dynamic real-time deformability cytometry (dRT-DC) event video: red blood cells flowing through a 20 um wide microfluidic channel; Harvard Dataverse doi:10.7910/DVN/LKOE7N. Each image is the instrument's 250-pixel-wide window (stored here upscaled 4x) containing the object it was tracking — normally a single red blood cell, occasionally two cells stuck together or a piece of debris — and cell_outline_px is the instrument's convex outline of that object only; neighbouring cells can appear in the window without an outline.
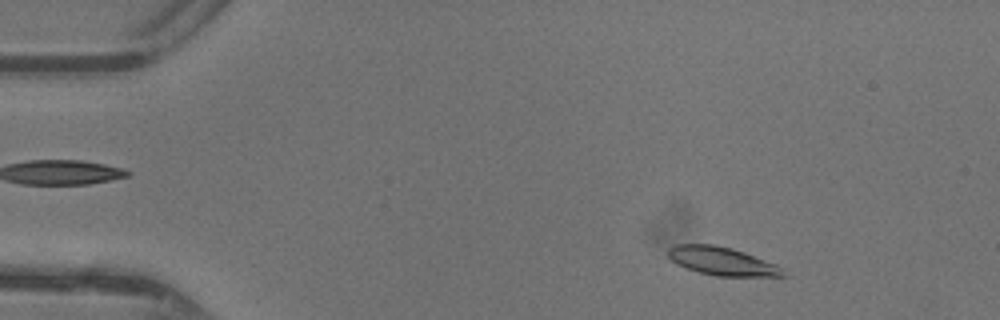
{"species": "common noctule bat (a hibernating species)", "species_latin": "Nyctalus noctula", "temperature_condition": "warm", "stored_images_in_passage": 46, "camera_frame_rate_fps": 3000, "um_per_image_px": 0.085, "animal": {"sex": "female"}, "frame": {"image": 1, "passage_image": 5, "time_ms": 1.333, "image_size_px": [1000, 320], "cell_outline_px": [[788, 276], [716, 276], [696, 272], [676, 264], [668, 256], [668, 248], [676, 244], [712, 244], [732, 248], [744, 252], [776, 264], [784, 268]], "centroid_in_image_um": [61.38, 22.2], "position_along_channel_um": 23.6, "area_um2": 19.13}}
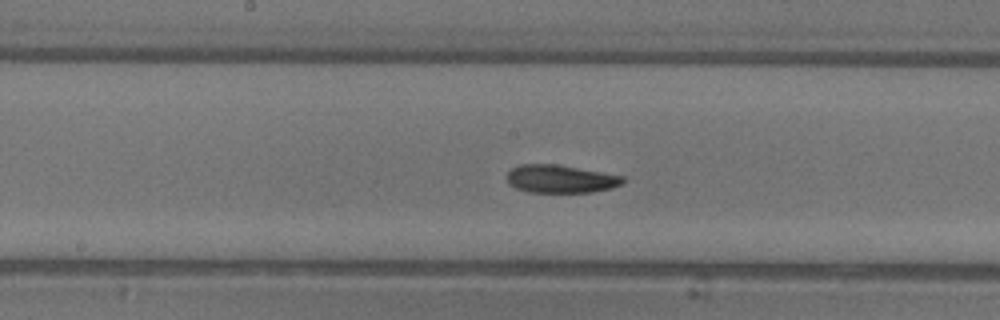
{"frame": {"image": 2, "passage_image": 23, "time_ms": 7.333, "image_size_px": [1000, 320], "cell_outline_px": [[624, 180], [620, 184], [612, 188], [592, 192], [528, 192], [516, 188], [508, 184], [504, 176], [512, 168], [520, 164], [556, 164], [624, 176]], "centroid_in_image_um": [47.59, 15.2], "position_along_channel_um": 200.6, "area_um2": 18.96}}
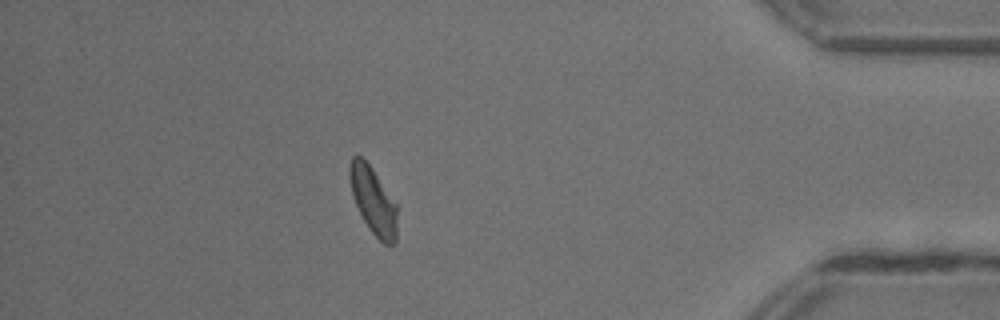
{"frame": {"image": 3, "passage_image": 40, "time_ms": 13.0, "image_size_px": [1000, 320], "cell_outline_px": [[396, 244], [384, 244], [372, 232], [364, 220], [356, 204], [352, 192], [348, 176], [348, 168], [352, 156], [360, 156], [372, 168], [396, 204]], "centroid_in_image_um": [31.71, 17.04], "position_along_channel_um": 403.5, "area_um2": 18.15}, "authors_computed_cell_mechanics": {"area_um2": 18.9584, "velocity_mm_per_s": 4.3678, "shape_relaxation_time_tau1_ms": 4.6193, "shape_relaxation_time_tau2_ms": null, "deformation_change_tau1": 0.1588, "deformation_change_tau2": null}}